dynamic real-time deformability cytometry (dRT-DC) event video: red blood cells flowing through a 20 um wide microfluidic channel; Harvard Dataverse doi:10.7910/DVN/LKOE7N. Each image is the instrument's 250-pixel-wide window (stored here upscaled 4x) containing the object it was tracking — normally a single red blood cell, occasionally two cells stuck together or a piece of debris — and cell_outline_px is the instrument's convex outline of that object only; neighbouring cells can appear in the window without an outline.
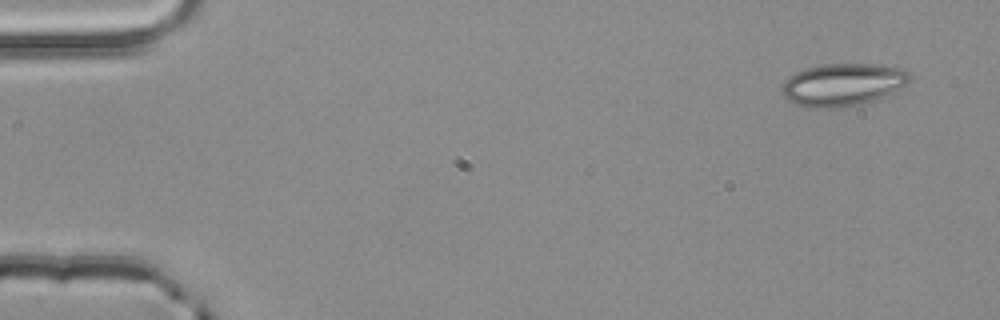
{"species": "common noctule bat (a hibernating species)", "species_latin": "Nyctalus noctula", "temperature_condition": "room temperature", "stored_images_in_passage": 4, "camera_frame_rate_fps": 3000, "um_per_image_px": 0.085, "animal": {"sex": "male", "body_mass_g": 20.4}, "frame": {"image": 1, "passage_image": 1, "time_ms": 0.0, "image_size_px": [1000, 320], "cell_outline_px": [[912, 76], [904, 84], [892, 92], [872, 100], [856, 104], [836, 108], [812, 108], [796, 104], [788, 100], [784, 96], [784, 80], [788, 76], [804, 68], [820, 64], [880, 64], [904, 68]], "centroid_in_image_um": [71.62, 7.17], "position_along_channel_um": 13.4, "area_um2": 31.39}}